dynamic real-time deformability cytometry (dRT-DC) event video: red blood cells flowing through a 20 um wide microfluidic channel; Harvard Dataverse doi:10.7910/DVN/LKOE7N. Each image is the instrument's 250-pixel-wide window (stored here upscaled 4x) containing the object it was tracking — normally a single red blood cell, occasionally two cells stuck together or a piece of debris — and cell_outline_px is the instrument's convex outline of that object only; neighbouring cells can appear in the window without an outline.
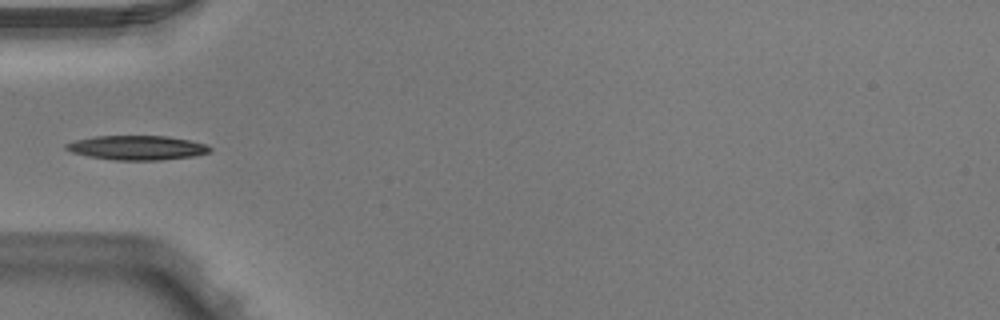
{"species": "Egyptian fruit bat (a non-hibernating species)", "species_latin": "Rousettus aegyptiacus", "temperature_condition": "warm", "stored_images_in_passage": 5, "camera_frame_rate_fps": 3000, "um_per_image_px": 0.085, "animal": {"sex": "male"}, "frame": {"image": 1, "passage_image": 5, "time_ms": 1.333, "image_size_px": [1000, 320], "cell_outline_px": [[212, 152], [196, 156], [160, 160], [116, 160], [88, 156], [72, 152], [64, 148], [64, 144], [76, 140], [96, 136], [168, 136], [188, 140], [204, 144], [212, 148]], "centroid_in_image_um": [11.67, 12.56], "position_along_channel_um": 73.3, "area_um2": 20.4}}